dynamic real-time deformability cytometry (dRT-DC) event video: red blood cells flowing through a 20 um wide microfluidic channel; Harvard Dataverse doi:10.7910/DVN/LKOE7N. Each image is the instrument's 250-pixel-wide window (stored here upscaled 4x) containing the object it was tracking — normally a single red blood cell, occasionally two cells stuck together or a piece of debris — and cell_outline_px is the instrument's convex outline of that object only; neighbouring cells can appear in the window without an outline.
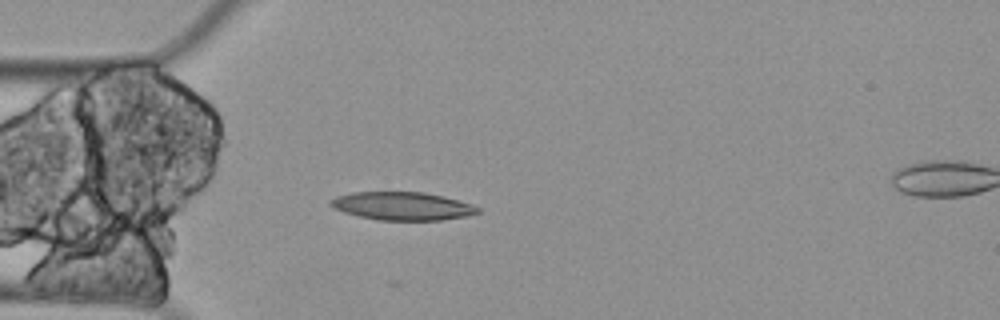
{"species": "Egyptian fruit bat (a non-hibernating species)", "species_latin": "Rousettus aegyptiacus", "temperature_condition": "cold", "stored_images_in_passage": 5, "camera_frame_rate_fps": 3000, "um_per_image_px": 0.085, "animal": {"sex": "female"}, "frame": {"image": 1, "passage_image": 4, "time_ms": 1.0, "image_size_px": [1000, 320], "cell_outline_px": [[480, 212], [464, 216], [440, 220], [380, 220], [360, 216], [344, 212], [332, 208], [328, 204], [328, 200], [336, 196], [352, 192], [424, 192], [444, 196], [472, 204], [480, 208]], "centroid_in_image_um": [34.16, 17.5], "position_along_channel_um": 50.8, "area_um2": 24.16}}